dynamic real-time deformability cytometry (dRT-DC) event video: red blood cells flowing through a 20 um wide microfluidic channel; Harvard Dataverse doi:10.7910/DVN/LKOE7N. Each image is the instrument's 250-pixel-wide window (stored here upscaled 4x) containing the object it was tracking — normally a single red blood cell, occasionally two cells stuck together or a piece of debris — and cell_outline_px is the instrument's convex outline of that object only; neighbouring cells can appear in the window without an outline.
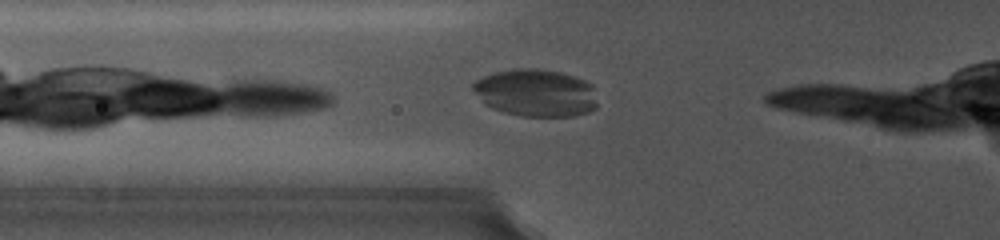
{"species": "common noctule bat (a hibernating species)", "species_latin": "Nyctalus noctula", "temperature_condition": "cold", "stored_images_in_passage": 12, "camera_frame_rate_fps": 5000, "um_per_image_px": 0.085, "animal": {"sex": "female", "body_mass_g": 19.0, "forearm_length_mm": 56.7}, "frame": {"image": 1, "passage_image": 4, "time_ms": 0.8, "image_size_px": [1000, 240], "cell_outline_px": [[596, 108], [588, 112], [572, 116], [520, 116], [504, 112], [492, 108], [484, 104], [472, 88], [472, 84], [476, 80], [484, 76], [496, 72], [512, 68], [536, 68], [560, 72], [576, 76], [592, 84], [596, 104]], "centroid_in_image_um": [45.53, 7.88], "position_along_channel_um": 80.3, "area_um2": 34.45}}